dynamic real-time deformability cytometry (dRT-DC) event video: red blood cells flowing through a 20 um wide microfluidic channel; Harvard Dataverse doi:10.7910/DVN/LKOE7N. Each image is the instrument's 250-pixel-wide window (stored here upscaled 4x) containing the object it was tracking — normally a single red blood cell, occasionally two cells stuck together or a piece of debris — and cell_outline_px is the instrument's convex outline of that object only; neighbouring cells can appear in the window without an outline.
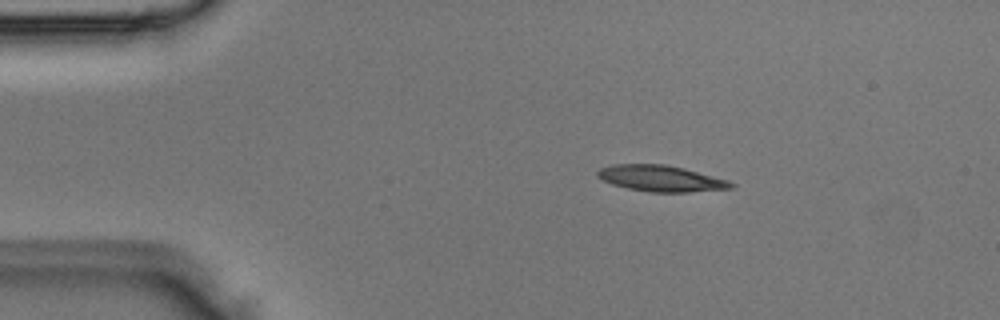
{"species": "Egyptian fruit bat (a non-hibernating species)", "species_latin": "Rousettus aegyptiacus", "temperature_condition": "room temperature", "stored_images_in_passage": 4, "camera_frame_rate_fps": 3000, "um_per_image_px": 0.085, "animal": {"sex": "male"}, "frame": {"image": 1, "passage_image": 2, "time_ms": 0.333, "image_size_px": [1000, 320], "cell_outline_px": [[736, 184], [732, 188], [688, 192], [648, 192], [628, 188], [612, 184], [596, 176], [596, 172], [600, 168], [612, 164], [664, 164], [684, 168], [728, 180]], "centroid_in_image_um": [56.16, 15.16], "position_along_channel_um": 28.8, "area_um2": 20.29}}
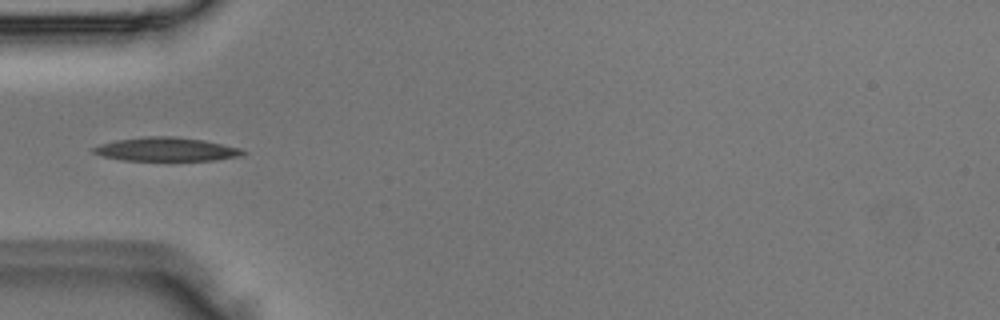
{"frame": {"image": 2, "passage_image": 4, "time_ms": 1.0, "image_size_px": [1000, 320], "cell_outline_px": [[248, 152], [240, 156], [216, 160], [120, 160], [104, 156], [92, 152], [92, 148], [100, 144], [116, 140], [144, 136], [176, 136], [204, 140], [240, 148]], "centroid_in_image_um": [14.14, 12.68], "position_along_channel_um": 70.9, "area_um2": 20.63}}